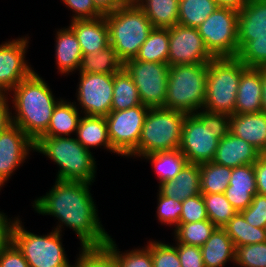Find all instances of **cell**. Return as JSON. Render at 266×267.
<instances>
[{"label":"cell","mask_w":266,"mask_h":267,"mask_svg":"<svg viewBox=\"0 0 266 267\" xmlns=\"http://www.w3.org/2000/svg\"><path fill=\"white\" fill-rule=\"evenodd\" d=\"M90 185L87 182L56 179L51 190L32 203L37 213L52 215L60 222L55 231L61 233L63 225L73 229L81 247L102 246L110 238L98 217Z\"/></svg>","instance_id":"1"},{"label":"cell","mask_w":266,"mask_h":267,"mask_svg":"<svg viewBox=\"0 0 266 267\" xmlns=\"http://www.w3.org/2000/svg\"><path fill=\"white\" fill-rule=\"evenodd\" d=\"M10 93L15 110L12 124L17 125L35 143L46 131L55 106L62 100L55 98L50 86L33 71Z\"/></svg>","instance_id":"2"},{"label":"cell","mask_w":266,"mask_h":267,"mask_svg":"<svg viewBox=\"0 0 266 267\" xmlns=\"http://www.w3.org/2000/svg\"><path fill=\"white\" fill-rule=\"evenodd\" d=\"M229 132V115L198 110L185 117L179 150L187 158L188 163L211 162L219 140Z\"/></svg>","instance_id":"3"},{"label":"cell","mask_w":266,"mask_h":267,"mask_svg":"<svg viewBox=\"0 0 266 267\" xmlns=\"http://www.w3.org/2000/svg\"><path fill=\"white\" fill-rule=\"evenodd\" d=\"M34 151L58 165L56 179L90 184L95 181L96 159L75 137H40L35 142Z\"/></svg>","instance_id":"4"},{"label":"cell","mask_w":266,"mask_h":267,"mask_svg":"<svg viewBox=\"0 0 266 267\" xmlns=\"http://www.w3.org/2000/svg\"><path fill=\"white\" fill-rule=\"evenodd\" d=\"M109 31L110 46L125 63L135 58L142 44L154 28L139 6H122L104 14Z\"/></svg>","instance_id":"5"},{"label":"cell","mask_w":266,"mask_h":267,"mask_svg":"<svg viewBox=\"0 0 266 267\" xmlns=\"http://www.w3.org/2000/svg\"><path fill=\"white\" fill-rule=\"evenodd\" d=\"M208 63L169 66L164 108L194 114L203 109Z\"/></svg>","instance_id":"6"},{"label":"cell","mask_w":266,"mask_h":267,"mask_svg":"<svg viewBox=\"0 0 266 267\" xmlns=\"http://www.w3.org/2000/svg\"><path fill=\"white\" fill-rule=\"evenodd\" d=\"M247 68L237 57L213 58L208 63L203 109L232 116L242 72Z\"/></svg>","instance_id":"7"},{"label":"cell","mask_w":266,"mask_h":267,"mask_svg":"<svg viewBox=\"0 0 266 267\" xmlns=\"http://www.w3.org/2000/svg\"><path fill=\"white\" fill-rule=\"evenodd\" d=\"M186 113L167 109H149L138 142V158L155 152L179 149Z\"/></svg>","instance_id":"8"},{"label":"cell","mask_w":266,"mask_h":267,"mask_svg":"<svg viewBox=\"0 0 266 267\" xmlns=\"http://www.w3.org/2000/svg\"><path fill=\"white\" fill-rule=\"evenodd\" d=\"M61 236L55 230L47 235L27 231L18 217L12 229V242L22 252L29 267H75L68 262Z\"/></svg>","instance_id":"9"},{"label":"cell","mask_w":266,"mask_h":267,"mask_svg":"<svg viewBox=\"0 0 266 267\" xmlns=\"http://www.w3.org/2000/svg\"><path fill=\"white\" fill-rule=\"evenodd\" d=\"M239 11L218 7L197 27L206 49L214 58L236 57Z\"/></svg>","instance_id":"10"},{"label":"cell","mask_w":266,"mask_h":267,"mask_svg":"<svg viewBox=\"0 0 266 267\" xmlns=\"http://www.w3.org/2000/svg\"><path fill=\"white\" fill-rule=\"evenodd\" d=\"M148 110L141 104L126 110L110 111L105 117L110 143L118 155L138 157V142Z\"/></svg>","instance_id":"11"},{"label":"cell","mask_w":266,"mask_h":267,"mask_svg":"<svg viewBox=\"0 0 266 267\" xmlns=\"http://www.w3.org/2000/svg\"><path fill=\"white\" fill-rule=\"evenodd\" d=\"M124 68L132 76L141 103L147 108H164L169 65L129 59Z\"/></svg>","instance_id":"12"},{"label":"cell","mask_w":266,"mask_h":267,"mask_svg":"<svg viewBox=\"0 0 266 267\" xmlns=\"http://www.w3.org/2000/svg\"><path fill=\"white\" fill-rule=\"evenodd\" d=\"M77 105L86 116L106 117L113 100V74L80 73Z\"/></svg>","instance_id":"13"},{"label":"cell","mask_w":266,"mask_h":267,"mask_svg":"<svg viewBox=\"0 0 266 267\" xmlns=\"http://www.w3.org/2000/svg\"><path fill=\"white\" fill-rule=\"evenodd\" d=\"M213 58L197 28L180 24L169 28V66L209 63Z\"/></svg>","instance_id":"14"},{"label":"cell","mask_w":266,"mask_h":267,"mask_svg":"<svg viewBox=\"0 0 266 267\" xmlns=\"http://www.w3.org/2000/svg\"><path fill=\"white\" fill-rule=\"evenodd\" d=\"M28 40L25 36L0 45V93L10 96V92L34 71L25 60Z\"/></svg>","instance_id":"15"},{"label":"cell","mask_w":266,"mask_h":267,"mask_svg":"<svg viewBox=\"0 0 266 267\" xmlns=\"http://www.w3.org/2000/svg\"><path fill=\"white\" fill-rule=\"evenodd\" d=\"M34 149L35 143L15 124L0 132V179L9 181Z\"/></svg>","instance_id":"16"},{"label":"cell","mask_w":266,"mask_h":267,"mask_svg":"<svg viewBox=\"0 0 266 267\" xmlns=\"http://www.w3.org/2000/svg\"><path fill=\"white\" fill-rule=\"evenodd\" d=\"M261 155L251 144L229 132L219 140L212 162L235 168L254 164Z\"/></svg>","instance_id":"17"},{"label":"cell","mask_w":266,"mask_h":267,"mask_svg":"<svg viewBox=\"0 0 266 267\" xmlns=\"http://www.w3.org/2000/svg\"><path fill=\"white\" fill-rule=\"evenodd\" d=\"M257 194L254 164L232 168L229 186L224 192L232 207L240 212L248 208Z\"/></svg>","instance_id":"18"},{"label":"cell","mask_w":266,"mask_h":267,"mask_svg":"<svg viewBox=\"0 0 266 267\" xmlns=\"http://www.w3.org/2000/svg\"><path fill=\"white\" fill-rule=\"evenodd\" d=\"M230 132L266 154V113L233 114Z\"/></svg>","instance_id":"19"},{"label":"cell","mask_w":266,"mask_h":267,"mask_svg":"<svg viewBox=\"0 0 266 267\" xmlns=\"http://www.w3.org/2000/svg\"><path fill=\"white\" fill-rule=\"evenodd\" d=\"M69 25L79 41L82 55L105 49L110 45L109 31L104 15L95 19L72 20Z\"/></svg>","instance_id":"20"},{"label":"cell","mask_w":266,"mask_h":267,"mask_svg":"<svg viewBox=\"0 0 266 267\" xmlns=\"http://www.w3.org/2000/svg\"><path fill=\"white\" fill-rule=\"evenodd\" d=\"M234 114L262 112L261 68H246L241 75Z\"/></svg>","instance_id":"21"},{"label":"cell","mask_w":266,"mask_h":267,"mask_svg":"<svg viewBox=\"0 0 266 267\" xmlns=\"http://www.w3.org/2000/svg\"><path fill=\"white\" fill-rule=\"evenodd\" d=\"M157 190L162 196L183 201L200 192V165L187 163L173 180L159 184Z\"/></svg>","instance_id":"22"},{"label":"cell","mask_w":266,"mask_h":267,"mask_svg":"<svg viewBox=\"0 0 266 267\" xmlns=\"http://www.w3.org/2000/svg\"><path fill=\"white\" fill-rule=\"evenodd\" d=\"M55 58L57 69L61 74H73L74 70L80 69L82 50L79 41L70 27H64L55 34Z\"/></svg>","instance_id":"23"},{"label":"cell","mask_w":266,"mask_h":267,"mask_svg":"<svg viewBox=\"0 0 266 267\" xmlns=\"http://www.w3.org/2000/svg\"><path fill=\"white\" fill-rule=\"evenodd\" d=\"M205 267H224L226 262L235 263L236 247L224 228L216 227L201 246Z\"/></svg>","instance_id":"24"},{"label":"cell","mask_w":266,"mask_h":267,"mask_svg":"<svg viewBox=\"0 0 266 267\" xmlns=\"http://www.w3.org/2000/svg\"><path fill=\"white\" fill-rule=\"evenodd\" d=\"M77 141L88 151L90 147L103 146L107 151L118 154L110 143L105 117L86 116L81 117L76 131Z\"/></svg>","instance_id":"25"},{"label":"cell","mask_w":266,"mask_h":267,"mask_svg":"<svg viewBox=\"0 0 266 267\" xmlns=\"http://www.w3.org/2000/svg\"><path fill=\"white\" fill-rule=\"evenodd\" d=\"M77 102L61 100L53 111L47 131L41 137H70L76 134L81 115Z\"/></svg>","instance_id":"26"},{"label":"cell","mask_w":266,"mask_h":267,"mask_svg":"<svg viewBox=\"0 0 266 267\" xmlns=\"http://www.w3.org/2000/svg\"><path fill=\"white\" fill-rule=\"evenodd\" d=\"M124 67L112 46L82 55L79 73L115 74Z\"/></svg>","instance_id":"27"},{"label":"cell","mask_w":266,"mask_h":267,"mask_svg":"<svg viewBox=\"0 0 266 267\" xmlns=\"http://www.w3.org/2000/svg\"><path fill=\"white\" fill-rule=\"evenodd\" d=\"M266 34V0H248L239 11L238 35Z\"/></svg>","instance_id":"28"},{"label":"cell","mask_w":266,"mask_h":267,"mask_svg":"<svg viewBox=\"0 0 266 267\" xmlns=\"http://www.w3.org/2000/svg\"><path fill=\"white\" fill-rule=\"evenodd\" d=\"M138 89L132 76L123 67L113 74V100L111 111H120L141 105Z\"/></svg>","instance_id":"29"},{"label":"cell","mask_w":266,"mask_h":267,"mask_svg":"<svg viewBox=\"0 0 266 267\" xmlns=\"http://www.w3.org/2000/svg\"><path fill=\"white\" fill-rule=\"evenodd\" d=\"M179 0H142L138 5L154 28H171L178 25Z\"/></svg>","instance_id":"30"},{"label":"cell","mask_w":266,"mask_h":267,"mask_svg":"<svg viewBox=\"0 0 266 267\" xmlns=\"http://www.w3.org/2000/svg\"><path fill=\"white\" fill-rule=\"evenodd\" d=\"M142 158L147 161L149 160L151 165H153L159 179V184L168 180H173L188 163L187 158L179 149L155 152L144 155Z\"/></svg>","instance_id":"31"},{"label":"cell","mask_w":266,"mask_h":267,"mask_svg":"<svg viewBox=\"0 0 266 267\" xmlns=\"http://www.w3.org/2000/svg\"><path fill=\"white\" fill-rule=\"evenodd\" d=\"M169 28H153L135 60L168 64Z\"/></svg>","instance_id":"32"},{"label":"cell","mask_w":266,"mask_h":267,"mask_svg":"<svg viewBox=\"0 0 266 267\" xmlns=\"http://www.w3.org/2000/svg\"><path fill=\"white\" fill-rule=\"evenodd\" d=\"M223 228L236 248L266 242L265 228L250 225L240 212H237Z\"/></svg>","instance_id":"33"},{"label":"cell","mask_w":266,"mask_h":267,"mask_svg":"<svg viewBox=\"0 0 266 267\" xmlns=\"http://www.w3.org/2000/svg\"><path fill=\"white\" fill-rule=\"evenodd\" d=\"M237 58L247 68H266V34L238 35Z\"/></svg>","instance_id":"34"},{"label":"cell","mask_w":266,"mask_h":267,"mask_svg":"<svg viewBox=\"0 0 266 267\" xmlns=\"http://www.w3.org/2000/svg\"><path fill=\"white\" fill-rule=\"evenodd\" d=\"M200 165V192L224 193L229 186L232 168L214 162Z\"/></svg>","instance_id":"35"},{"label":"cell","mask_w":266,"mask_h":267,"mask_svg":"<svg viewBox=\"0 0 266 267\" xmlns=\"http://www.w3.org/2000/svg\"><path fill=\"white\" fill-rule=\"evenodd\" d=\"M217 8L214 0H179L178 24L197 28Z\"/></svg>","instance_id":"36"},{"label":"cell","mask_w":266,"mask_h":267,"mask_svg":"<svg viewBox=\"0 0 266 267\" xmlns=\"http://www.w3.org/2000/svg\"><path fill=\"white\" fill-rule=\"evenodd\" d=\"M216 226L210 220L193 223H180L174 230L175 242L185 245L202 246Z\"/></svg>","instance_id":"37"},{"label":"cell","mask_w":266,"mask_h":267,"mask_svg":"<svg viewBox=\"0 0 266 267\" xmlns=\"http://www.w3.org/2000/svg\"><path fill=\"white\" fill-rule=\"evenodd\" d=\"M208 219L219 228H223L237 213L224 193H202Z\"/></svg>","instance_id":"38"},{"label":"cell","mask_w":266,"mask_h":267,"mask_svg":"<svg viewBox=\"0 0 266 267\" xmlns=\"http://www.w3.org/2000/svg\"><path fill=\"white\" fill-rule=\"evenodd\" d=\"M80 248L75 267H120L116 256L105 245Z\"/></svg>","instance_id":"39"},{"label":"cell","mask_w":266,"mask_h":267,"mask_svg":"<svg viewBox=\"0 0 266 267\" xmlns=\"http://www.w3.org/2000/svg\"><path fill=\"white\" fill-rule=\"evenodd\" d=\"M105 246L116 256L120 267H153L151 251L147 246L121 253L111 236Z\"/></svg>","instance_id":"40"},{"label":"cell","mask_w":266,"mask_h":267,"mask_svg":"<svg viewBox=\"0 0 266 267\" xmlns=\"http://www.w3.org/2000/svg\"><path fill=\"white\" fill-rule=\"evenodd\" d=\"M145 246L151 251L153 267H182L177 253V243L169 245L162 241L150 240Z\"/></svg>","instance_id":"41"},{"label":"cell","mask_w":266,"mask_h":267,"mask_svg":"<svg viewBox=\"0 0 266 267\" xmlns=\"http://www.w3.org/2000/svg\"><path fill=\"white\" fill-rule=\"evenodd\" d=\"M235 264L239 267H266V242L237 247Z\"/></svg>","instance_id":"42"},{"label":"cell","mask_w":266,"mask_h":267,"mask_svg":"<svg viewBox=\"0 0 266 267\" xmlns=\"http://www.w3.org/2000/svg\"><path fill=\"white\" fill-rule=\"evenodd\" d=\"M157 218L161 224L174 226L175 228L180 224V215L182 213V201L174 198L162 196L158 192L157 196Z\"/></svg>","instance_id":"43"},{"label":"cell","mask_w":266,"mask_h":267,"mask_svg":"<svg viewBox=\"0 0 266 267\" xmlns=\"http://www.w3.org/2000/svg\"><path fill=\"white\" fill-rule=\"evenodd\" d=\"M209 220L202 193L182 201L180 223H193Z\"/></svg>","instance_id":"44"},{"label":"cell","mask_w":266,"mask_h":267,"mask_svg":"<svg viewBox=\"0 0 266 267\" xmlns=\"http://www.w3.org/2000/svg\"><path fill=\"white\" fill-rule=\"evenodd\" d=\"M240 213L250 225L266 228V196L255 194L248 208Z\"/></svg>","instance_id":"45"},{"label":"cell","mask_w":266,"mask_h":267,"mask_svg":"<svg viewBox=\"0 0 266 267\" xmlns=\"http://www.w3.org/2000/svg\"><path fill=\"white\" fill-rule=\"evenodd\" d=\"M62 2L74 13L71 21L76 19H95L103 16L92 0H62Z\"/></svg>","instance_id":"46"},{"label":"cell","mask_w":266,"mask_h":267,"mask_svg":"<svg viewBox=\"0 0 266 267\" xmlns=\"http://www.w3.org/2000/svg\"><path fill=\"white\" fill-rule=\"evenodd\" d=\"M177 253L182 267H205L200 246L177 243Z\"/></svg>","instance_id":"47"},{"label":"cell","mask_w":266,"mask_h":267,"mask_svg":"<svg viewBox=\"0 0 266 267\" xmlns=\"http://www.w3.org/2000/svg\"><path fill=\"white\" fill-rule=\"evenodd\" d=\"M0 267H29L22 252L11 241L0 252Z\"/></svg>","instance_id":"48"},{"label":"cell","mask_w":266,"mask_h":267,"mask_svg":"<svg viewBox=\"0 0 266 267\" xmlns=\"http://www.w3.org/2000/svg\"><path fill=\"white\" fill-rule=\"evenodd\" d=\"M257 193L266 196V154H262L254 163Z\"/></svg>","instance_id":"49"},{"label":"cell","mask_w":266,"mask_h":267,"mask_svg":"<svg viewBox=\"0 0 266 267\" xmlns=\"http://www.w3.org/2000/svg\"><path fill=\"white\" fill-rule=\"evenodd\" d=\"M8 216L0 211V252L12 241V229L15 219H8Z\"/></svg>","instance_id":"50"},{"label":"cell","mask_w":266,"mask_h":267,"mask_svg":"<svg viewBox=\"0 0 266 267\" xmlns=\"http://www.w3.org/2000/svg\"><path fill=\"white\" fill-rule=\"evenodd\" d=\"M8 94L0 93V132L12 124Z\"/></svg>","instance_id":"51"},{"label":"cell","mask_w":266,"mask_h":267,"mask_svg":"<svg viewBox=\"0 0 266 267\" xmlns=\"http://www.w3.org/2000/svg\"><path fill=\"white\" fill-rule=\"evenodd\" d=\"M92 2L103 15L120 8L119 0H92Z\"/></svg>","instance_id":"52"},{"label":"cell","mask_w":266,"mask_h":267,"mask_svg":"<svg viewBox=\"0 0 266 267\" xmlns=\"http://www.w3.org/2000/svg\"><path fill=\"white\" fill-rule=\"evenodd\" d=\"M218 7L231 8L240 11L248 0H214Z\"/></svg>","instance_id":"53"},{"label":"cell","mask_w":266,"mask_h":267,"mask_svg":"<svg viewBox=\"0 0 266 267\" xmlns=\"http://www.w3.org/2000/svg\"><path fill=\"white\" fill-rule=\"evenodd\" d=\"M262 112L266 113V68H261Z\"/></svg>","instance_id":"54"},{"label":"cell","mask_w":266,"mask_h":267,"mask_svg":"<svg viewBox=\"0 0 266 267\" xmlns=\"http://www.w3.org/2000/svg\"><path fill=\"white\" fill-rule=\"evenodd\" d=\"M142 0H119V6H138Z\"/></svg>","instance_id":"55"},{"label":"cell","mask_w":266,"mask_h":267,"mask_svg":"<svg viewBox=\"0 0 266 267\" xmlns=\"http://www.w3.org/2000/svg\"><path fill=\"white\" fill-rule=\"evenodd\" d=\"M5 185L4 182L0 179V191H1V188L2 186Z\"/></svg>","instance_id":"56"}]
</instances>
